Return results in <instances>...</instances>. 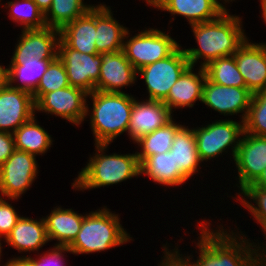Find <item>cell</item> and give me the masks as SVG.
<instances>
[{
    "label": "cell",
    "mask_w": 266,
    "mask_h": 266,
    "mask_svg": "<svg viewBox=\"0 0 266 266\" xmlns=\"http://www.w3.org/2000/svg\"><path fill=\"white\" fill-rule=\"evenodd\" d=\"M229 10L227 9L215 20L191 25L195 42L199 46L184 49L191 66L195 67L199 62L200 67H205L213 60L232 56L246 41L242 18L230 14Z\"/></svg>",
    "instance_id": "6da1fadb"
},
{
    "label": "cell",
    "mask_w": 266,
    "mask_h": 266,
    "mask_svg": "<svg viewBox=\"0 0 266 266\" xmlns=\"http://www.w3.org/2000/svg\"><path fill=\"white\" fill-rule=\"evenodd\" d=\"M198 224L200 237L195 248L199 252L195 253L199 256L191 261L192 266H249L255 260L251 240L242 231L225 230L221 224L216 227L217 230H212V224L205 218Z\"/></svg>",
    "instance_id": "7a4b0ae2"
},
{
    "label": "cell",
    "mask_w": 266,
    "mask_h": 266,
    "mask_svg": "<svg viewBox=\"0 0 266 266\" xmlns=\"http://www.w3.org/2000/svg\"><path fill=\"white\" fill-rule=\"evenodd\" d=\"M95 154L73 180L72 189L89 190L118 184L133 177H140V164L135 153L107 155L109 144H94Z\"/></svg>",
    "instance_id": "3957f363"
},
{
    "label": "cell",
    "mask_w": 266,
    "mask_h": 266,
    "mask_svg": "<svg viewBox=\"0 0 266 266\" xmlns=\"http://www.w3.org/2000/svg\"><path fill=\"white\" fill-rule=\"evenodd\" d=\"M88 97L93 106L91 112L87 104L86 118L90 116L94 144H111L118 136L127 133L135 100L133 95L93 91Z\"/></svg>",
    "instance_id": "277c9868"
},
{
    "label": "cell",
    "mask_w": 266,
    "mask_h": 266,
    "mask_svg": "<svg viewBox=\"0 0 266 266\" xmlns=\"http://www.w3.org/2000/svg\"><path fill=\"white\" fill-rule=\"evenodd\" d=\"M120 224L119 214L107 206L85 213L74 242L68 247L72 254H90L112 249L132 241V237Z\"/></svg>",
    "instance_id": "5b68a950"
},
{
    "label": "cell",
    "mask_w": 266,
    "mask_h": 266,
    "mask_svg": "<svg viewBox=\"0 0 266 266\" xmlns=\"http://www.w3.org/2000/svg\"><path fill=\"white\" fill-rule=\"evenodd\" d=\"M126 32L122 51L136 71L156 61L167 58L180 44L168 33L157 28H146L130 37ZM130 38V39H129Z\"/></svg>",
    "instance_id": "8992f818"
},
{
    "label": "cell",
    "mask_w": 266,
    "mask_h": 266,
    "mask_svg": "<svg viewBox=\"0 0 266 266\" xmlns=\"http://www.w3.org/2000/svg\"><path fill=\"white\" fill-rule=\"evenodd\" d=\"M193 131L201 162L217 158L223 152L227 154L229 149L232 150L233 160L231 161H234L244 132V122L229 118L215 120L205 126L193 128Z\"/></svg>",
    "instance_id": "52a82bcc"
},
{
    "label": "cell",
    "mask_w": 266,
    "mask_h": 266,
    "mask_svg": "<svg viewBox=\"0 0 266 266\" xmlns=\"http://www.w3.org/2000/svg\"><path fill=\"white\" fill-rule=\"evenodd\" d=\"M190 66V63L180 45L167 58L149 64L137 71L142 75L147 87L148 100L163 102L171 87L181 74Z\"/></svg>",
    "instance_id": "ba28073f"
},
{
    "label": "cell",
    "mask_w": 266,
    "mask_h": 266,
    "mask_svg": "<svg viewBox=\"0 0 266 266\" xmlns=\"http://www.w3.org/2000/svg\"><path fill=\"white\" fill-rule=\"evenodd\" d=\"M38 166L36 156L15 149L0 166V197L18 201L37 178Z\"/></svg>",
    "instance_id": "9c48e42d"
},
{
    "label": "cell",
    "mask_w": 266,
    "mask_h": 266,
    "mask_svg": "<svg viewBox=\"0 0 266 266\" xmlns=\"http://www.w3.org/2000/svg\"><path fill=\"white\" fill-rule=\"evenodd\" d=\"M58 58L63 62L70 86L90 94L100 77L101 54H86L70 48L61 38Z\"/></svg>",
    "instance_id": "30bf717a"
},
{
    "label": "cell",
    "mask_w": 266,
    "mask_h": 266,
    "mask_svg": "<svg viewBox=\"0 0 266 266\" xmlns=\"http://www.w3.org/2000/svg\"><path fill=\"white\" fill-rule=\"evenodd\" d=\"M88 93L69 86L45 93L35 104L36 113L44 112L61 117L79 126L86 119Z\"/></svg>",
    "instance_id": "8fae6325"
},
{
    "label": "cell",
    "mask_w": 266,
    "mask_h": 266,
    "mask_svg": "<svg viewBox=\"0 0 266 266\" xmlns=\"http://www.w3.org/2000/svg\"><path fill=\"white\" fill-rule=\"evenodd\" d=\"M239 183V193L253 184L266 167V136H256L246 132L240 140L234 159Z\"/></svg>",
    "instance_id": "7c38bea8"
},
{
    "label": "cell",
    "mask_w": 266,
    "mask_h": 266,
    "mask_svg": "<svg viewBox=\"0 0 266 266\" xmlns=\"http://www.w3.org/2000/svg\"><path fill=\"white\" fill-rule=\"evenodd\" d=\"M253 94L246 87H228L213 83L206 78L202 102L223 116L240 114L245 121Z\"/></svg>",
    "instance_id": "4fadbf2b"
},
{
    "label": "cell",
    "mask_w": 266,
    "mask_h": 266,
    "mask_svg": "<svg viewBox=\"0 0 266 266\" xmlns=\"http://www.w3.org/2000/svg\"><path fill=\"white\" fill-rule=\"evenodd\" d=\"M21 31L10 64H20L33 58L54 60L57 57L60 30L46 26Z\"/></svg>",
    "instance_id": "5bb4252c"
},
{
    "label": "cell",
    "mask_w": 266,
    "mask_h": 266,
    "mask_svg": "<svg viewBox=\"0 0 266 266\" xmlns=\"http://www.w3.org/2000/svg\"><path fill=\"white\" fill-rule=\"evenodd\" d=\"M36 114L31 92L12 88L8 84L0 90V131L13 134Z\"/></svg>",
    "instance_id": "9a60e30c"
},
{
    "label": "cell",
    "mask_w": 266,
    "mask_h": 266,
    "mask_svg": "<svg viewBox=\"0 0 266 266\" xmlns=\"http://www.w3.org/2000/svg\"><path fill=\"white\" fill-rule=\"evenodd\" d=\"M133 101L128 137L135 143L144 135L150 134L158 128L166 126L172 121L173 113L161 101L144 99ZM172 114V115H171Z\"/></svg>",
    "instance_id": "2e32d148"
},
{
    "label": "cell",
    "mask_w": 266,
    "mask_h": 266,
    "mask_svg": "<svg viewBox=\"0 0 266 266\" xmlns=\"http://www.w3.org/2000/svg\"><path fill=\"white\" fill-rule=\"evenodd\" d=\"M248 39L233 56L246 88L254 94L266 89V43H252Z\"/></svg>",
    "instance_id": "e0dca14e"
},
{
    "label": "cell",
    "mask_w": 266,
    "mask_h": 266,
    "mask_svg": "<svg viewBox=\"0 0 266 266\" xmlns=\"http://www.w3.org/2000/svg\"><path fill=\"white\" fill-rule=\"evenodd\" d=\"M102 63L100 77L95 86V91L124 93L122 89L132 86L137 81V71L124 52L100 53Z\"/></svg>",
    "instance_id": "ac0fdd59"
},
{
    "label": "cell",
    "mask_w": 266,
    "mask_h": 266,
    "mask_svg": "<svg viewBox=\"0 0 266 266\" xmlns=\"http://www.w3.org/2000/svg\"><path fill=\"white\" fill-rule=\"evenodd\" d=\"M197 72L195 73L194 66L190 65L171 87L163 103L172 113L173 109L192 108L196 101L202 102L206 73L204 67L200 66Z\"/></svg>",
    "instance_id": "d6986e66"
},
{
    "label": "cell",
    "mask_w": 266,
    "mask_h": 266,
    "mask_svg": "<svg viewBox=\"0 0 266 266\" xmlns=\"http://www.w3.org/2000/svg\"><path fill=\"white\" fill-rule=\"evenodd\" d=\"M156 8L186 18L190 26L215 20L227 10L217 0H162Z\"/></svg>",
    "instance_id": "ffe728a7"
},
{
    "label": "cell",
    "mask_w": 266,
    "mask_h": 266,
    "mask_svg": "<svg viewBox=\"0 0 266 266\" xmlns=\"http://www.w3.org/2000/svg\"><path fill=\"white\" fill-rule=\"evenodd\" d=\"M60 38L72 49L86 54H99L95 45L96 5L84 15L66 24L60 30Z\"/></svg>",
    "instance_id": "44dd1931"
},
{
    "label": "cell",
    "mask_w": 266,
    "mask_h": 266,
    "mask_svg": "<svg viewBox=\"0 0 266 266\" xmlns=\"http://www.w3.org/2000/svg\"><path fill=\"white\" fill-rule=\"evenodd\" d=\"M84 216L72 208L54 207L50 214L43 216L49 241L57 240L55 246L69 247L80 231Z\"/></svg>",
    "instance_id": "7402d4cb"
},
{
    "label": "cell",
    "mask_w": 266,
    "mask_h": 266,
    "mask_svg": "<svg viewBox=\"0 0 266 266\" xmlns=\"http://www.w3.org/2000/svg\"><path fill=\"white\" fill-rule=\"evenodd\" d=\"M127 31L128 28L113 17L110 6L103 3L96 5L95 45L99 54L121 51Z\"/></svg>",
    "instance_id": "603a6c76"
},
{
    "label": "cell",
    "mask_w": 266,
    "mask_h": 266,
    "mask_svg": "<svg viewBox=\"0 0 266 266\" xmlns=\"http://www.w3.org/2000/svg\"><path fill=\"white\" fill-rule=\"evenodd\" d=\"M4 242L19 253H36L49 242L44 218L35 220L21 216Z\"/></svg>",
    "instance_id": "cb8c5ba5"
},
{
    "label": "cell",
    "mask_w": 266,
    "mask_h": 266,
    "mask_svg": "<svg viewBox=\"0 0 266 266\" xmlns=\"http://www.w3.org/2000/svg\"><path fill=\"white\" fill-rule=\"evenodd\" d=\"M170 152L174 155L175 169H178L188 180L200 171L202 162L198 155L193 128L183 124L174 136Z\"/></svg>",
    "instance_id": "d4e9b609"
},
{
    "label": "cell",
    "mask_w": 266,
    "mask_h": 266,
    "mask_svg": "<svg viewBox=\"0 0 266 266\" xmlns=\"http://www.w3.org/2000/svg\"><path fill=\"white\" fill-rule=\"evenodd\" d=\"M142 174L165 187H179L188 181L178 169H175L174 155L170 151L146 158L140 164V176Z\"/></svg>",
    "instance_id": "484cf974"
},
{
    "label": "cell",
    "mask_w": 266,
    "mask_h": 266,
    "mask_svg": "<svg viewBox=\"0 0 266 266\" xmlns=\"http://www.w3.org/2000/svg\"><path fill=\"white\" fill-rule=\"evenodd\" d=\"M34 116L28 122L22 124L14 133L15 149L25 151L34 156L44 155L53 145L52 135L40 126Z\"/></svg>",
    "instance_id": "4316f807"
},
{
    "label": "cell",
    "mask_w": 266,
    "mask_h": 266,
    "mask_svg": "<svg viewBox=\"0 0 266 266\" xmlns=\"http://www.w3.org/2000/svg\"><path fill=\"white\" fill-rule=\"evenodd\" d=\"M51 61L52 60L33 58L25 60L20 64H10L7 67L8 85L12 88L24 89L32 93L36 89Z\"/></svg>",
    "instance_id": "83f0119b"
},
{
    "label": "cell",
    "mask_w": 266,
    "mask_h": 266,
    "mask_svg": "<svg viewBox=\"0 0 266 266\" xmlns=\"http://www.w3.org/2000/svg\"><path fill=\"white\" fill-rule=\"evenodd\" d=\"M175 122L173 119L166 126L144 135L135 142L141 147L140 152L136 151L139 164L152 155L170 151L176 132L183 126Z\"/></svg>",
    "instance_id": "f1b7e54d"
},
{
    "label": "cell",
    "mask_w": 266,
    "mask_h": 266,
    "mask_svg": "<svg viewBox=\"0 0 266 266\" xmlns=\"http://www.w3.org/2000/svg\"><path fill=\"white\" fill-rule=\"evenodd\" d=\"M83 2L84 0H53L45 13L46 26L61 30L94 6Z\"/></svg>",
    "instance_id": "f546056e"
},
{
    "label": "cell",
    "mask_w": 266,
    "mask_h": 266,
    "mask_svg": "<svg viewBox=\"0 0 266 266\" xmlns=\"http://www.w3.org/2000/svg\"><path fill=\"white\" fill-rule=\"evenodd\" d=\"M12 22L19 23L21 30L42 29L46 27L45 14L33 0H13L3 5Z\"/></svg>",
    "instance_id": "4dcf8cb0"
},
{
    "label": "cell",
    "mask_w": 266,
    "mask_h": 266,
    "mask_svg": "<svg viewBox=\"0 0 266 266\" xmlns=\"http://www.w3.org/2000/svg\"><path fill=\"white\" fill-rule=\"evenodd\" d=\"M204 70L206 78L213 83L228 87H246L233 55L211 61Z\"/></svg>",
    "instance_id": "1f68e13d"
},
{
    "label": "cell",
    "mask_w": 266,
    "mask_h": 266,
    "mask_svg": "<svg viewBox=\"0 0 266 266\" xmlns=\"http://www.w3.org/2000/svg\"><path fill=\"white\" fill-rule=\"evenodd\" d=\"M69 86L64 64L57 56L48 64L46 72L40 79L36 89L32 92V95L36 103L45 93Z\"/></svg>",
    "instance_id": "d6a6232c"
},
{
    "label": "cell",
    "mask_w": 266,
    "mask_h": 266,
    "mask_svg": "<svg viewBox=\"0 0 266 266\" xmlns=\"http://www.w3.org/2000/svg\"><path fill=\"white\" fill-rule=\"evenodd\" d=\"M244 132L266 136V89L253 94L244 121Z\"/></svg>",
    "instance_id": "836d02e7"
},
{
    "label": "cell",
    "mask_w": 266,
    "mask_h": 266,
    "mask_svg": "<svg viewBox=\"0 0 266 266\" xmlns=\"http://www.w3.org/2000/svg\"><path fill=\"white\" fill-rule=\"evenodd\" d=\"M238 201L243 208L248 209L250 215L257 222H266V190L256 186H247L240 194L237 193ZM240 198V199H239ZM249 199V200H248ZM251 201H253V204ZM257 205V206H255Z\"/></svg>",
    "instance_id": "e575fe53"
},
{
    "label": "cell",
    "mask_w": 266,
    "mask_h": 266,
    "mask_svg": "<svg viewBox=\"0 0 266 266\" xmlns=\"http://www.w3.org/2000/svg\"><path fill=\"white\" fill-rule=\"evenodd\" d=\"M21 216L15 210L11 203L6 201L2 196L0 197V244L2 253L1 240L10 234L12 229L15 227Z\"/></svg>",
    "instance_id": "d590c367"
},
{
    "label": "cell",
    "mask_w": 266,
    "mask_h": 266,
    "mask_svg": "<svg viewBox=\"0 0 266 266\" xmlns=\"http://www.w3.org/2000/svg\"><path fill=\"white\" fill-rule=\"evenodd\" d=\"M70 253L71 251L68 247H61V246H55L53 245L52 248H50L45 253H42L39 255L38 258H33L28 256L35 264V266H65L64 265V255L63 253Z\"/></svg>",
    "instance_id": "8d00e7d4"
},
{
    "label": "cell",
    "mask_w": 266,
    "mask_h": 266,
    "mask_svg": "<svg viewBox=\"0 0 266 266\" xmlns=\"http://www.w3.org/2000/svg\"><path fill=\"white\" fill-rule=\"evenodd\" d=\"M14 150L13 134L0 131V166L12 155Z\"/></svg>",
    "instance_id": "74e56055"
},
{
    "label": "cell",
    "mask_w": 266,
    "mask_h": 266,
    "mask_svg": "<svg viewBox=\"0 0 266 266\" xmlns=\"http://www.w3.org/2000/svg\"><path fill=\"white\" fill-rule=\"evenodd\" d=\"M257 224H260L262 228V232L264 233L263 236H265V240H266V222H258ZM260 245L261 244H259V242H258V246H257V243H254V242L250 243L251 250L254 254V258L257 261L261 262L264 266H266V244L265 246L263 243H262V246Z\"/></svg>",
    "instance_id": "f35d334b"
},
{
    "label": "cell",
    "mask_w": 266,
    "mask_h": 266,
    "mask_svg": "<svg viewBox=\"0 0 266 266\" xmlns=\"http://www.w3.org/2000/svg\"><path fill=\"white\" fill-rule=\"evenodd\" d=\"M8 262H6L2 266H35L34 262L28 256H18L9 258Z\"/></svg>",
    "instance_id": "ab89813d"
},
{
    "label": "cell",
    "mask_w": 266,
    "mask_h": 266,
    "mask_svg": "<svg viewBox=\"0 0 266 266\" xmlns=\"http://www.w3.org/2000/svg\"><path fill=\"white\" fill-rule=\"evenodd\" d=\"M8 68L0 65V90L3 89L8 84Z\"/></svg>",
    "instance_id": "60d3db41"
},
{
    "label": "cell",
    "mask_w": 266,
    "mask_h": 266,
    "mask_svg": "<svg viewBox=\"0 0 266 266\" xmlns=\"http://www.w3.org/2000/svg\"><path fill=\"white\" fill-rule=\"evenodd\" d=\"M248 186H256L258 188L266 190V167L264 168V171L259 176V178L253 184Z\"/></svg>",
    "instance_id": "b9f144b4"
},
{
    "label": "cell",
    "mask_w": 266,
    "mask_h": 266,
    "mask_svg": "<svg viewBox=\"0 0 266 266\" xmlns=\"http://www.w3.org/2000/svg\"><path fill=\"white\" fill-rule=\"evenodd\" d=\"M33 1L38 5V7L45 14L48 11V9L51 7L53 0H33Z\"/></svg>",
    "instance_id": "7bdbcfd3"
},
{
    "label": "cell",
    "mask_w": 266,
    "mask_h": 266,
    "mask_svg": "<svg viewBox=\"0 0 266 266\" xmlns=\"http://www.w3.org/2000/svg\"><path fill=\"white\" fill-rule=\"evenodd\" d=\"M260 9H261V14H262V17L263 20H264V23L266 24V0H260Z\"/></svg>",
    "instance_id": "ee69618b"
},
{
    "label": "cell",
    "mask_w": 266,
    "mask_h": 266,
    "mask_svg": "<svg viewBox=\"0 0 266 266\" xmlns=\"http://www.w3.org/2000/svg\"><path fill=\"white\" fill-rule=\"evenodd\" d=\"M162 0H145L146 4L152 6V8L156 7Z\"/></svg>",
    "instance_id": "f6af8a7d"
},
{
    "label": "cell",
    "mask_w": 266,
    "mask_h": 266,
    "mask_svg": "<svg viewBox=\"0 0 266 266\" xmlns=\"http://www.w3.org/2000/svg\"><path fill=\"white\" fill-rule=\"evenodd\" d=\"M249 266H264V265L255 259Z\"/></svg>",
    "instance_id": "bcb514c9"
},
{
    "label": "cell",
    "mask_w": 266,
    "mask_h": 266,
    "mask_svg": "<svg viewBox=\"0 0 266 266\" xmlns=\"http://www.w3.org/2000/svg\"><path fill=\"white\" fill-rule=\"evenodd\" d=\"M218 1V0H217ZM220 1H222L223 2V4H225L226 5V3H230V2H232V1H235V0H220ZM226 2V3H225Z\"/></svg>",
    "instance_id": "7dc6e473"
},
{
    "label": "cell",
    "mask_w": 266,
    "mask_h": 266,
    "mask_svg": "<svg viewBox=\"0 0 266 266\" xmlns=\"http://www.w3.org/2000/svg\"><path fill=\"white\" fill-rule=\"evenodd\" d=\"M1 255H2V254H1V244H0V261H1Z\"/></svg>",
    "instance_id": "c3c4849f"
}]
</instances>
